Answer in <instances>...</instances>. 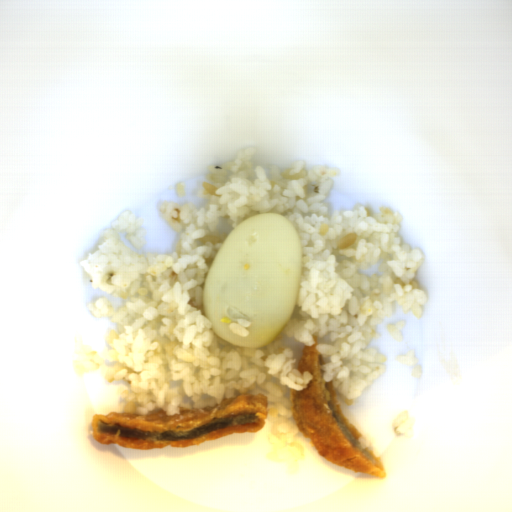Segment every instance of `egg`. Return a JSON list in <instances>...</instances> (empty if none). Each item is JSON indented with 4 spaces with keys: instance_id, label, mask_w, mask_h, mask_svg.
Here are the masks:
<instances>
[{
    "instance_id": "d2b9013d",
    "label": "egg",
    "mask_w": 512,
    "mask_h": 512,
    "mask_svg": "<svg viewBox=\"0 0 512 512\" xmlns=\"http://www.w3.org/2000/svg\"><path fill=\"white\" fill-rule=\"evenodd\" d=\"M303 244L292 221L275 212L246 217L219 245L203 287V315L224 343L265 348L290 322L298 302Z\"/></svg>"
}]
</instances>
